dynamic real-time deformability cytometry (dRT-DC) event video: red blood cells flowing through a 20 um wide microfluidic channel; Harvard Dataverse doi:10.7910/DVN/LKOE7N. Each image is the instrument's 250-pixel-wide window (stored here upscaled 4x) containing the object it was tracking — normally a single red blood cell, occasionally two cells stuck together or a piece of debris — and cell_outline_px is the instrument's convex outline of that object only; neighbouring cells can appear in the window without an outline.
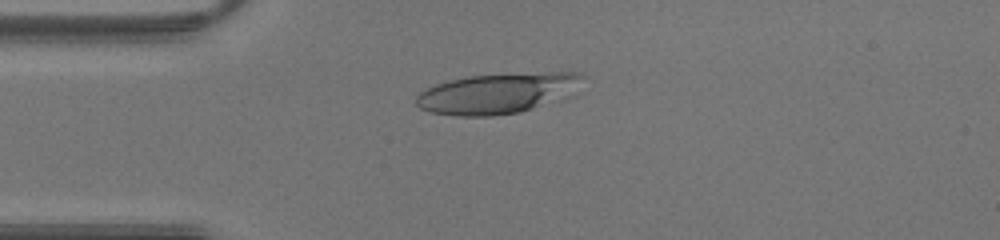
{"species": "human", "species_latin": "Homo sapiens", "temperature_condition": "warm", "stored_images_in_passage": 42, "camera_frame_rate_fps": 3000, "um_per_image_px": 0.085, "donor": {"sex": "male"}, "frame": {"image": 1, "passage_image": 10, "time_ms": 3.0, "image_size_px": [1000, 240], "cell_outline_px": [[588, 76], [532, 108], [520, 112], [492, 116], [456, 116], [432, 112], [420, 108], [416, 104], [416, 96], [420, 92], [436, 84], [448, 80], [468, 76], [552, 72], [580, 72]], "centroid_in_image_um": [42.05, 7.92], "position_along_channel_um": 43.0, "area_um2": 37.34}}
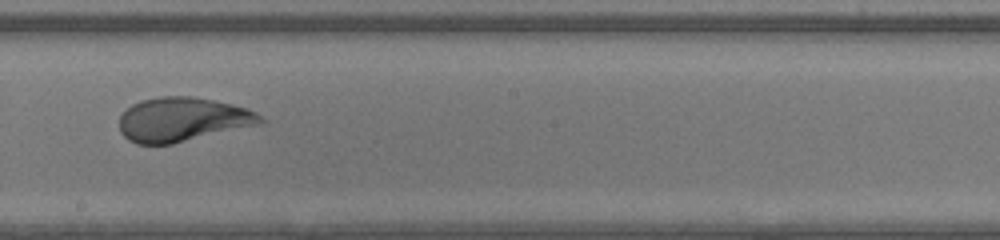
{"frame": {"image": 2, "passage_image": 23, "time_ms": 7.333, "image_size_px": [1000, 240], "cell_outline_px": [[268, 120], [264, 124], [172, 144], [136, 144], [128, 140], [120, 132], [120, 116], [132, 104], [140, 100], [160, 96], [192, 96], [216, 100], [248, 108], [256, 112]], "centroid_in_image_um": [15.58, 10.16], "position_along_channel_um": 232.6, "area_um2": 36.88}}
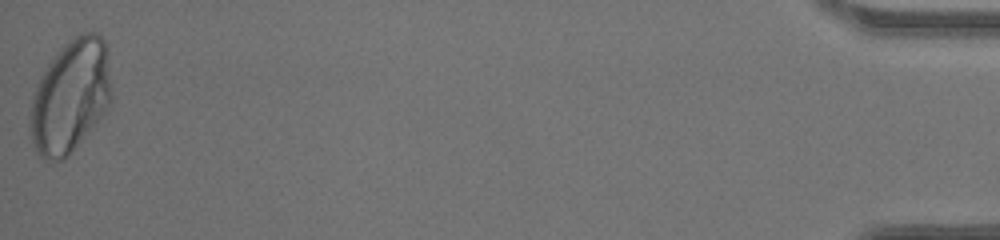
{"frame": {"image": 3, "passage_image": 42, "time_ms": 13.667, "image_size_px": [1000, 240], "cell_outline_px": [[112, 100], [108, 108], [68, 156], [64, 160], [52, 160], [40, 156], [36, 152], [32, 140], [32, 96], [40, 76], [48, 64], [60, 48], [72, 36], [80, 32], [96, 32], [104, 40], [112, 88]], "centroid_in_image_um": [6.01, 8.15], "position_along_channel_um": 429.2, "area_um2": 53.0}}